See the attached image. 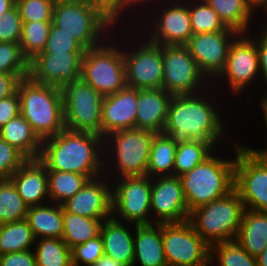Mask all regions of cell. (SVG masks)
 <instances>
[{
    "mask_svg": "<svg viewBox=\"0 0 267 266\" xmlns=\"http://www.w3.org/2000/svg\"><path fill=\"white\" fill-rule=\"evenodd\" d=\"M104 138L96 133L64 128L56 136L42 141L39 160L47 170L86 175L90 180L100 177L104 167L98 149Z\"/></svg>",
    "mask_w": 267,
    "mask_h": 266,
    "instance_id": "obj_1",
    "label": "cell"
},
{
    "mask_svg": "<svg viewBox=\"0 0 267 266\" xmlns=\"http://www.w3.org/2000/svg\"><path fill=\"white\" fill-rule=\"evenodd\" d=\"M196 94L173 95L163 133L177 144L193 140L213 148L224 127L212 103Z\"/></svg>",
    "mask_w": 267,
    "mask_h": 266,
    "instance_id": "obj_2",
    "label": "cell"
},
{
    "mask_svg": "<svg viewBox=\"0 0 267 266\" xmlns=\"http://www.w3.org/2000/svg\"><path fill=\"white\" fill-rule=\"evenodd\" d=\"M20 114L43 141L56 136L65 128L64 109L60 88L40 84L30 77L20 81Z\"/></svg>",
    "mask_w": 267,
    "mask_h": 266,
    "instance_id": "obj_3",
    "label": "cell"
},
{
    "mask_svg": "<svg viewBox=\"0 0 267 266\" xmlns=\"http://www.w3.org/2000/svg\"><path fill=\"white\" fill-rule=\"evenodd\" d=\"M234 160H221L211 154L191 171L180 176L189 213L234 190Z\"/></svg>",
    "mask_w": 267,
    "mask_h": 266,
    "instance_id": "obj_4",
    "label": "cell"
},
{
    "mask_svg": "<svg viewBox=\"0 0 267 266\" xmlns=\"http://www.w3.org/2000/svg\"><path fill=\"white\" fill-rule=\"evenodd\" d=\"M244 211L245 206L234 189L228 195L192 210L188 221L211 247L236 239Z\"/></svg>",
    "mask_w": 267,
    "mask_h": 266,
    "instance_id": "obj_5",
    "label": "cell"
},
{
    "mask_svg": "<svg viewBox=\"0 0 267 266\" xmlns=\"http://www.w3.org/2000/svg\"><path fill=\"white\" fill-rule=\"evenodd\" d=\"M52 22L85 50L100 46V35L115 23L89 0H57Z\"/></svg>",
    "mask_w": 267,
    "mask_h": 266,
    "instance_id": "obj_6",
    "label": "cell"
},
{
    "mask_svg": "<svg viewBox=\"0 0 267 266\" xmlns=\"http://www.w3.org/2000/svg\"><path fill=\"white\" fill-rule=\"evenodd\" d=\"M65 128L101 135L104 96L82 78L60 87Z\"/></svg>",
    "mask_w": 267,
    "mask_h": 266,
    "instance_id": "obj_7",
    "label": "cell"
},
{
    "mask_svg": "<svg viewBox=\"0 0 267 266\" xmlns=\"http://www.w3.org/2000/svg\"><path fill=\"white\" fill-rule=\"evenodd\" d=\"M81 78L103 96L123 89L126 86L123 51L102 44L85 50Z\"/></svg>",
    "mask_w": 267,
    "mask_h": 266,
    "instance_id": "obj_8",
    "label": "cell"
},
{
    "mask_svg": "<svg viewBox=\"0 0 267 266\" xmlns=\"http://www.w3.org/2000/svg\"><path fill=\"white\" fill-rule=\"evenodd\" d=\"M233 145L236 149L234 189L245 209L267 212V160L251 148Z\"/></svg>",
    "mask_w": 267,
    "mask_h": 266,
    "instance_id": "obj_9",
    "label": "cell"
},
{
    "mask_svg": "<svg viewBox=\"0 0 267 266\" xmlns=\"http://www.w3.org/2000/svg\"><path fill=\"white\" fill-rule=\"evenodd\" d=\"M162 242L168 266H209L210 246L189 221L162 223Z\"/></svg>",
    "mask_w": 267,
    "mask_h": 266,
    "instance_id": "obj_10",
    "label": "cell"
},
{
    "mask_svg": "<svg viewBox=\"0 0 267 266\" xmlns=\"http://www.w3.org/2000/svg\"><path fill=\"white\" fill-rule=\"evenodd\" d=\"M112 189V213L133 225L154 224L148 219L151 213L152 178L144 176L121 177ZM151 179V180H150Z\"/></svg>",
    "mask_w": 267,
    "mask_h": 266,
    "instance_id": "obj_11",
    "label": "cell"
},
{
    "mask_svg": "<svg viewBox=\"0 0 267 266\" xmlns=\"http://www.w3.org/2000/svg\"><path fill=\"white\" fill-rule=\"evenodd\" d=\"M154 134L151 130L134 128L115 131L104 137V144L113 142L115 166L122 177L146 175Z\"/></svg>",
    "mask_w": 267,
    "mask_h": 266,
    "instance_id": "obj_12",
    "label": "cell"
},
{
    "mask_svg": "<svg viewBox=\"0 0 267 266\" xmlns=\"http://www.w3.org/2000/svg\"><path fill=\"white\" fill-rule=\"evenodd\" d=\"M160 47L163 58L162 88L172 95L195 94L206 76L200 71L186 45Z\"/></svg>",
    "mask_w": 267,
    "mask_h": 266,
    "instance_id": "obj_13",
    "label": "cell"
},
{
    "mask_svg": "<svg viewBox=\"0 0 267 266\" xmlns=\"http://www.w3.org/2000/svg\"><path fill=\"white\" fill-rule=\"evenodd\" d=\"M238 35L237 31L227 27L224 31L191 36L186 47L206 78H217L224 70L229 47Z\"/></svg>",
    "mask_w": 267,
    "mask_h": 266,
    "instance_id": "obj_14",
    "label": "cell"
},
{
    "mask_svg": "<svg viewBox=\"0 0 267 266\" xmlns=\"http://www.w3.org/2000/svg\"><path fill=\"white\" fill-rule=\"evenodd\" d=\"M143 44L132 53L123 50L126 86L136 89L162 88V48L149 39Z\"/></svg>",
    "mask_w": 267,
    "mask_h": 266,
    "instance_id": "obj_15",
    "label": "cell"
},
{
    "mask_svg": "<svg viewBox=\"0 0 267 266\" xmlns=\"http://www.w3.org/2000/svg\"><path fill=\"white\" fill-rule=\"evenodd\" d=\"M84 53H40L29 62V77L40 84L61 87L81 78Z\"/></svg>",
    "mask_w": 267,
    "mask_h": 266,
    "instance_id": "obj_16",
    "label": "cell"
},
{
    "mask_svg": "<svg viewBox=\"0 0 267 266\" xmlns=\"http://www.w3.org/2000/svg\"><path fill=\"white\" fill-rule=\"evenodd\" d=\"M152 179L151 212L158 216L151 221L158 224L188 221L190 213L180 177L172 175Z\"/></svg>",
    "mask_w": 267,
    "mask_h": 266,
    "instance_id": "obj_17",
    "label": "cell"
},
{
    "mask_svg": "<svg viewBox=\"0 0 267 266\" xmlns=\"http://www.w3.org/2000/svg\"><path fill=\"white\" fill-rule=\"evenodd\" d=\"M244 36L239 34L231 43L225 68L219 74L227 77L233 93H240L260 74L256 42L248 34Z\"/></svg>",
    "mask_w": 267,
    "mask_h": 266,
    "instance_id": "obj_18",
    "label": "cell"
},
{
    "mask_svg": "<svg viewBox=\"0 0 267 266\" xmlns=\"http://www.w3.org/2000/svg\"><path fill=\"white\" fill-rule=\"evenodd\" d=\"M111 198V189L97 177L89 180L79 192L61 205L67 212L87 218L106 220L112 217Z\"/></svg>",
    "mask_w": 267,
    "mask_h": 266,
    "instance_id": "obj_19",
    "label": "cell"
},
{
    "mask_svg": "<svg viewBox=\"0 0 267 266\" xmlns=\"http://www.w3.org/2000/svg\"><path fill=\"white\" fill-rule=\"evenodd\" d=\"M137 89L125 86L118 92L104 96L101 136L119 130L136 128Z\"/></svg>",
    "mask_w": 267,
    "mask_h": 266,
    "instance_id": "obj_20",
    "label": "cell"
},
{
    "mask_svg": "<svg viewBox=\"0 0 267 266\" xmlns=\"http://www.w3.org/2000/svg\"><path fill=\"white\" fill-rule=\"evenodd\" d=\"M177 3L160 13L162 16L155 21V29H152L149 41L159 45L187 44L193 35L189 5L185 7Z\"/></svg>",
    "mask_w": 267,
    "mask_h": 266,
    "instance_id": "obj_21",
    "label": "cell"
},
{
    "mask_svg": "<svg viewBox=\"0 0 267 266\" xmlns=\"http://www.w3.org/2000/svg\"><path fill=\"white\" fill-rule=\"evenodd\" d=\"M9 179L28 207L40 205L44 197L49 198L47 168L39 159H27Z\"/></svg>",
    "mask_w": 267,
    "mask_h": 266,
    "instance_id": "obj_22",
    "label": "cell"
},
{
    "mask_svg": "<svg viewBox=\"0 0 267 266\" xmlns=\"http://www.w3.org/2000/svg\"><path fill=\"white\" fill-rule=\"evenodd\" d=\"M172 97L163 88L137 89L136 128L162 133Z\"/></svg>",
    "mask_w": 267,
    "mask_h": 266,
    "instance_id": "obj_23",
    "label": "cell"
},
{
    "mask_svg": "<svg viewBox=\"0 0 267 266\" xmlns=\"http://www.w3.org/2000/svg\"><path fill=\"white\" fill-rule=\"evenodd\" d=\"M119 220L112 215L102 223L100 236L104 254L125 266H133L134 236Z\"/></svg>",
    "mask_w": 267,
    "mask_h": 266,
    "instance_id": "obj_24",
    "label": "cell"
},
{
    "mask_svg": "<svg viewBox=\"0 0 267 266\" xmlns=\"http://www.w3.org/2000/svg\"><path fill=\"white\" fill-rule=\"evenodd\" d=\"M134 261L141 266H168L162 242V223L135 225Z\"/></svg>",
    "mask_w": 267,
    "mask_h": 266,
    "instance_id": "obj_25",
    "label": "cell"
},
{
    "mask_svg": "<svg viewBox=\"0 0 267 266\" xmlns=\"http://www.w3.org/2000/svg\"><path fill=\"white\" fill-rule=\"evenodd\" d=\"M235 240L251 256H259L267 247V212L245 209Z\"/></svg>",
    "mask_w": 267,
    "mask_h": 266,
    "instance_id": "obj_26",
    "label": "cell"
},
{
    "mask_svg": "<svg viewBox=\"0 0 267 266\" xmlns=\"http://www.w3.org/2000/svg\"><path fill=\"white\" fill-rule=\"evenodd\" d=\"M0 137L20 151L27 159L39 158L42 140L21 114L0 128Z\"/></svg>",
    "mask_w": 267,
    "mask_h": 266,
    "instance_id": "obj_27",
    "label": "cell"
},
{
    "mask_svg": "<svg viewBox=\"0 0 267 266\" xmlns=\"http://www.w3.org/2000/svg\"><path fill=\"white\" fill-rule=\"evenodd\" d=\"M26 220L37 238H63L62 205L44 204L28 207Z\"/></svg>",
    "mask_w": 267,
    "mask_h": 266,
    "instance_id": "obj_28",
    "label": "cell"
},
{
    "mask_svg": "<svg viewBox=\"0 0 267 266\" xmlns=\"http://www.w3.org/2000/svg\"><path fill=\"white\" fill-rule=\"evenodd\" d=\"M176 151L177 143L163 132L155 133L150 148L146 175L150 177L172 176Z\"/></svg>",
    "mask_w": 267,
    "mask_h": 266,
    "instance_id": "obj_29",
    "label": "cell"
},
{
    "mask_svg": "<svg viewBox=\"0 0 267 266\" xmlns=\"http://www.w3.org/2000/svg\"><path fill=\"white\" fill-rule=\"evenodd\" d=\"M63 238L72 249L78 244L87 242L100 235L102 221L67 212L62 207Z\"/></svg>",
    "mask_w": 267,
    "mask_h": 266,
    "instance_id": "obj_30",
    "label": "cell"
},
{
    "mask_svg": "<svg viewBox=\"0 0 267 266\" xmlns=\"http://www.w3.org/2000/svg\"><path fill=\"white\" fill-rule=\"evenodd\" d=\"M218 14L226 27L245 34L252 18V9L245 0H204Z\"/></svg>",
    "mask_w": 267,
    "mask_h": 266,
    "instance_id": "obj_31",
    "label": "cell"
},
{
    "mask_svg": "<svg viewBox=\"0 0 267 266\" xmlns=\"http://www.w3.org/2000/svg\"><path fill=\"white\" fill-rule=\"evenodd\" d=\"M49 200L63 204L73 197L90 180L86 175L73 172L47 170ZM51 198V199H50Z\"/></svg>",
    "mask_w": 267,
    "mask_h": 266,
    "instance_id": "obj_32",
    "label": "cell"
},
{
    "mask_svg": "<svg viewBox=\"0 0 267 266\" xmlns=\"http://www.w3.org/2000/svg\"><path fill=\"white\" fill-rule=\"evenodd\" d=\"M36 243L29 223L26 219L3 224L0 233V255L32 250Z\"/></svg>",
    "mask_w": 267,
    "mask_h": 266,
    "instance_id": "obj_33",
    "label": "cell"
},
{
    "mask_svg": "<svg viewBox=\"0 0 267 266\" xmlns=\"http://www.w3.org/2000/svg\"><path fill=\"white\" fill-rule=\"evenodd\" d=\"M51 24L52 21L22 22L19 44L29 62L44 51Z\"/></svg>",
    "mask_w": 267,
    "mask_h": 266,
    "instance_id": "obj_34",
    "label": "cell"
},
{
    "mask_svg": "<svg viewBox=\"0 0 267 266\" xmlns=\"http://www.w3.org/2000/svg\"><path fill=\"white\" fill-rule=\"evenodd\" d=\"M208 143L189 141L177 144L173 175L180 177L202 163L213 152Z\"/></svg>",
    "mask_w": 267,
    "mask_h": 266,
    "instance_id": "obj_35",
    "label": "cell"
},
{
    "mask_svg": "<svg viewBox=\"0 0 267 266\" xmlns=\"http://www.w3.org/2000/svg\"><path fill=\"white\" fill-rule=\"evenodd\" d=\"M28 206L19 196L10 179H0V222L11 223L26 219Z\"/></svg>",
    "mask_w": 267,
    "mask_h": 266,
    "instance_id": "obj_36",
    "label": "cell"
},
{
    "mask_svg": "<svg viewBox=\"0 0 267 266\" xmlns=\"http://www.w3.org/2000/svg\"><path fill=\"white\" fill-rule=\"evenodd\" d=\"M36 247L37 266H73L72 249L62 239L39 238Z\"/></svg>",
    "mask_w": 267,
    "mask_h": 266,
    "instance_id": "obj_37",
    "label": "cell"
},
{
    "mask_svg": "<svg viewBox=\"0 0 267 266\" xmlns=\"http://www.w3.org/2000/svg\"><path fill=\"white\" fill-rule=\"evenodd\" d=\"M214 253L219 266H258L256 257L251 256L236 240L226 241L210 247V262Z\"/></svg>",
    "mask_w": 267,
    "mask_h": 266,
    "instance_id": "obj_38",
    "label": "cell"
},
{
    "mask_svg": "<svg viewBox=\"0 0 267 266\" xmlns=\"http://www.w3.org/2000/svg\"><path fill=\"white\" fill-rule=\"evenodd\" d=\"M0 73L16 74L21 79L29 77V61L19 43L0 42Z\"/></svg>",
    "mask_w": 267,
    "mask_h": 266,
    "instance_id": "obj_39",
    "label": "cell"
},
{
    "mask_svg": "<svg viewBox=\"0 0 267 266\" xmlns=\"http://www.w3.org/2000/svg\"><path fill=\"white\" fill-rule=\"evenodd\" d=\"M193 34L224 31L227 27L204 0L189 7Z\"/></svg>",
    "mask_w": 267,
    "mask_h": 266,
    "instance_id": "obj_40",
    "label": "cell"
},
{
    "mask_svg": "<svg viewBox=\"0 0 267 266\" xmlns=\"http://www.w3.org/2000/svg\"><path fill=\"white\" fill-rule=\"evenodd\" d=\"M57 0H16L22 22L52 21Z\"/></svg>",
    "mask_w": 267,
    "mask_h": 266,
    "instance_id": "obj_41",
    "label": "cell"
},
{
    "mask_svg": "<svg viewBox=\"0 0 267 266\" xmlns=\"http://www.w3.org/2000/svg\"><path fill=\"white\" fill-rule=\"evenodd\" d=\"M85 49L69 34L61 31L53 22L42 53H84Z\"/></svg>",
    "mask_w": 267,
    "mask_h": 266,
    "instance_id": "obj_42",
    "label": "cell"
},
{
    "mask_svg": "<svg viewBox=\"0 0 267 266\" xmlns=\"http://www.w3.org/2000/svg\"><path fill=\"white\" fill-rule=\"evenodd\" d=\"M103 255V242L99 235L72 248V265L81 266L82 262L83 266H92Z\"/></svg>",
    "mask_w": 267,
    "mask_h": 266,
    "instance_id": "obj_43",
    "label": "cell"
},
{
    "mask_svg": "<svg viewBox=\"0 0 267 266\" xmlns=\"http://www.w3.org/2000/svg\"><path fill=\"white\" fill-rule=\"evenodd\" d=\"M27 158L0 137V179H9Z\"/></svg>",
    "mask_w": 267,
    "mask_h": 266,
    "instance_id": "obj_44",
    "label": "cell"
},
{
    "mask_svg": "<svg viewBox=\"0 0 267 266\" xmlns=\"http://www.w3.org/2000/svg\"><path fill=\"white\" fill-rule=\"evenodd\" d=\"M21 29L22 21L19 10L15 5L0 17V42L19 43Z\"/></svg>",
    "mask_w": 267,
    "mask_h": 266,
    "instance_id": "obj_45",
    "label": "cell"
},
{
    "mask_svg": "<svg viewBox=\"0 0 267 266\" xmlns=\"http://www.w3.org/2000/svg\"><path fill=\"white\" fill-rule=\"evenodd\" d=\"M93 5L99 7L115 23L119 21V15H123V10L131 3V0H89ZM122 11V13H121Z\"/></svg>",
    "mask_w": 267,
    "mask_h": 266,
    "instance_id": "obj_46",
    "label": "cell"
},
{
    "mask_svg": "<svg viewBox=\"0 0 267 266\" xmlns=\"http://www.w3.org/2000/svg\"><path fill=\"white\" fill-rule=\"evenodd\" d=\"M20 114V97L18 92L0 100V128Z\"/></svg>",
    "mask_w": 267,
    "mask_h": 266,
    "instance_id": "obj_47",
    "label": "cell"
},
{
    "mask_svg": "<svg viewBox=\"0 0 267 266\" xmlns=\"http://www.w3.org/2000/svg\"><path fill=\"white\" fill-rule=\"evenodd\" d=\"M0 266H37L35 253L31 250L0 255Z\"/></svg>",
    "mask_w": 267,
    "mask_h": 266,
    "instance_id": "obj_48",
    "label": "cell"
},
{
    "mask_svg": "<svg viewBox=\"0 0 267 266\" xmlns=\"http://www.w3.org/2000/svg\"><path fill=\"white\" fill-rule=\"evenodd\" d=\"M21 80L16 74L0 73V100L16 93Z\"/></svg>",
    "mask_w": 267,
    "mask_h": 266,
    "instance_id": "obj_49",
    "label": "cell"
},
{
    "mask_svg": "<svg viewBox=\"0 0 267 266\" xmlns=\"http://www.w3.org/2000/svg\"><path fill=\"white\" fill-rule=\"evenodd\" d=\"M260 38L257 39L256 47L259 59V70L262 72L264 80L267 84V33L259 34ZM267 86V85H266Z\"/></svg>",
    "mask_w": 267,
    "mask_h": 266,
    "instance_id": "obj_50",
    "label": "cell"
},
{
    "mask_svg": "<svg viewBox=\"0 0 267 266\" xmlns=\"http://www.w3.org/2000/svg\"><path fill=\"white\" fill-rule=\"evenodd\" d=\"M92 266H125V265L119 263L112 257L104 254Z\"/></svg>",
    "mask_w": 267,
    "mask_h": 266,
    "instance_id": "obj_51",
    "label": "cell"
},
{
    "mask_svg": "<svg viewBox=\"0 0 267 266\" xmlns=\"http://www.w3.org/2000/svg\"><path fill=\"white\" fill-rule=\"evenodd\" d=\"M16 5V0H0V17Z\"/></svg>",
    "mask_w": 267,
    "mask_h": 266,
    "instance_id": "obj_52",
    "label": "cell"
},
{
    "mask_svg": "<svg viewBox=\"0 0 267 266\" xmlns=\"http://www.w3.org/2000/svg\"><path fill=\"white\" fill-rule=\"evenodd\" d=\"M247 5L254 11L256 7H262L267 3V0H245Z\"/></svg>",
    "mask_w": 267,
    "mask_h": 266,
    "instance_id": "obj_53",
    "label": "cell"
},
{
    "mask_svg": "<svg viewBox=\"0 0 267 266\" xmlns=\"http://www.w3.org/2000/svg\"><path fill=\"white\" fill-rule=\"evenodd\" d=\"M258 266H267V247L256 257Z\"/></svg>",
    "mask_w": 267,
    "mask_h": 266,
    "instance_id": "obj_54",
    "label": "cell"
},
{
    "mask_svg": "<svg viewBox=\"0 0 267 266\" xmlns=\"http://www.w3.org/2000/svg\"><path fill=\"white\" fill-rule=\"evenodd\" d=\"M262 111L264 113L265 123H266V127H267V113L264 110H262ZM253 151H255L264 160H267V149H264V150H262V149H260V150H254L253 149Z\"/></svg>",
    "mask_w": 267,
    "mask_h": 266,
    "instance_id": "obj_55",
    "label": "cell"
},
{
    "mask_svg": "<svg viewBox=\"0 0 267 266\" xmlns=\"http://www.w3.org/2000/svg\"><path fill=\"white\" fill-rule=\"evenodd\" d=\"M261 108L267 113V95L261 100Z\"/></svg>",
    "mask_w": 267,
    "mask_h": 266,
    "instance_id": "obj_56",
    "label": "cell"
},
{
    "mask_svg": "<svg viewBox=\"0 0 267 266\" xmlns=\"http://www.w3.org/2000/svg\"><path fill=\"white\" fill-rule=\"evenodd\" d=\"M263 7H264L263 9L266 10V14H267V3ZM262 31H264V33H267V25L265 27V30H262Z\"/></svg>",
    "mask_w": 267,
    "mask_h": 266,
    "instance_id": "obj_57",
    "label": "cell"
},
{
    "mask_svg": "<svg viewBox=\"0 0 267 266\" xmlns=\"http://www.w3.org/2000/svg\"><path fill=\"white\" fill-rule=\"evenodd\" d=\"M140 1H141V3H142V1H145V0H131V3L134 5L135 4V2L137 3H140Z\"/></svg>",
    "mask_w": 267,
    "mask_h": 266,
    "instance_id": "obj_58",
    "label": "cell"
},
{
    "mask_svg": "<svg viewBox=\"0 0 267 266\" xmlns=\"http://www.w3.org/2000/svg\"><path fill=\"white\" fill-rule=\"evenodd\" d=\"M2 227H3V223L0 222V233H1Z\"/></svg>",
    "mask_w": 267,
    "mask_h": 266,
    "instance_id": "obj_59",
    "label": "cell"
}]
</instances>
